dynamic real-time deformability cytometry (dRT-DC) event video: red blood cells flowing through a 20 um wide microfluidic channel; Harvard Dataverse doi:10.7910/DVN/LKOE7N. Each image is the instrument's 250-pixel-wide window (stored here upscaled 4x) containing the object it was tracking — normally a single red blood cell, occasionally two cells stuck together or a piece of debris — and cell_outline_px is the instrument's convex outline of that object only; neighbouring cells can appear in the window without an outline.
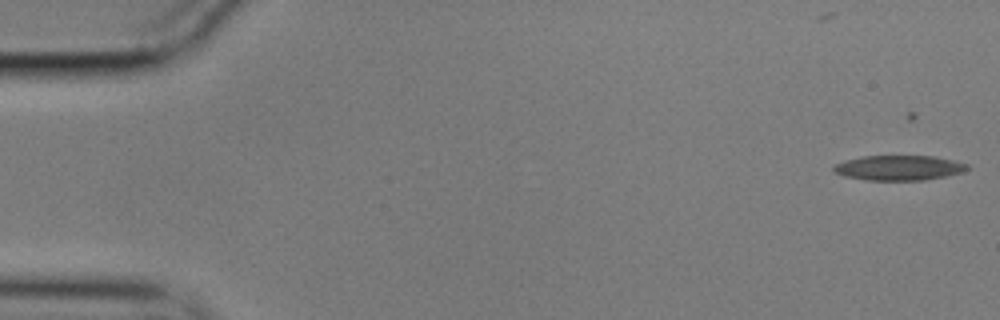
{"species": "common noctule bat (a hibernating species)", "species_latin": "Nyctalus noctula", "temperature_condition": "cold", "stored_images_in_passage": 58, "camera_frame_rate_fps": 3000, "um_per_image_px": 0.085, "animal": {"sex": "male", "body_mass_g": 17.9}, "frame": {"image": 1, "passage_image": 3, "time_ms": 0.667, "image_size_px": [1000, 320], "cell_outline_px": [[968, 168], [960, 172], [944, 176], [924, 180], [868, 180], [844, 176], [836, 172], [832, 168], [836, 164], [844, 160], [864, 156], [932, 156], [952, 160], [968, 164]], "centroid_in_image_um": [76.37, 14.26], "position_along_channel_um": 8.6, "area_um2": 19.13}}
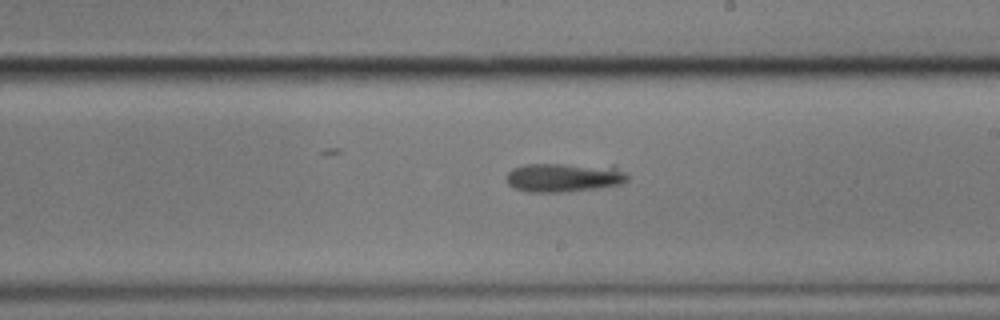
{"frame": {"image": 2, "passage_image": 34, "time_ms": 11.0, "image_size_px": [1000, 320], "cell_outline_px": [[628, 180], [620, 184], [596, 188], [560, 192], [528, 192], [516, 188], [508, 184], [504, 176], [512, 168], [524, 164], [616, 164], [628, 176]], "centroid_in_image_um": [47.97, 15.05], "position_along_channel_um": 241.0, "area_um2": 20.92}}
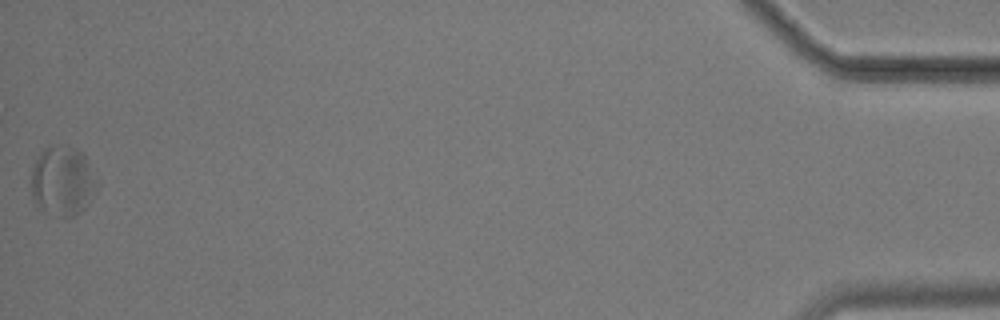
{"frame": {"image": 3, "passage_image": 58, "time_ms": 19.0, "image_size_px": [1000, 320], "cell_outline_px": [[92, 184], [88, 204], [76, 216], [64, 216], [48, 212], [32, 196], [32, 168], [36, 160], [44, 148], [48, 144], [64, 144], [76, 148], [84, 156], [92, 180]], "centroid_in_image_um": [5.23, 15.32], "position_along_channel_um": 430.0, "area_um2": 25.2}, "authors_computed_cell_mechanics": {"area_um2": 20.4612, "velocity_mm_per_s": 3.5212, "shape_relaxation_time_tau1_ms": null, "shape_relaxation_time_tau2_ms": 3.5729, "deformation_change_tau1": null, "deformation_change_tau2": 0.0524}}